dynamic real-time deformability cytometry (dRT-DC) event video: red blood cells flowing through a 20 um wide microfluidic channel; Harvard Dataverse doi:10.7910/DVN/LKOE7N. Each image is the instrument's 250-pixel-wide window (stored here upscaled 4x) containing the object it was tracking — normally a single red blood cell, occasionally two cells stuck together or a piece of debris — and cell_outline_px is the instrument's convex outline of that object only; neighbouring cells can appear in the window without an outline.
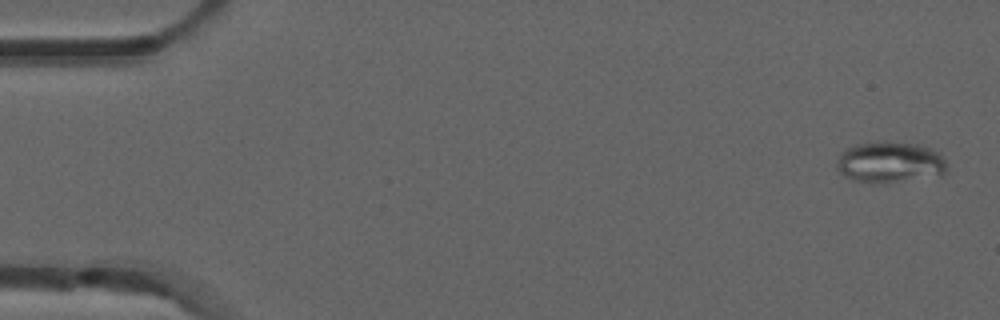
{"species": "common noctule bat (a hibernating species)", "species_latin": "Nyctalus noctula", "temperature_condition": "room temperature", "stored_images_in_passage": 4, "camera_frame_rate_fps": 3000, "um_per_image_px": 0.085, "animal": {"sex": "male", "forearm_length_mm": 52.5}, "frame": {"image": 1, "passage_image": 1, "time_ms": 0.0, "image_size_px": [1000, 320], "cell_outline_px": [[948, 164], [944, 172], [940, 176], [888, 184], [872, 184], [852, 180], [844, 176], [836, 168], [836, 164], [840, 152], [844, 148], [856, 144], [884, 140], [916, 144], [940, 152]], "centroid_in_image_um": [75.63, 13.81], "position_along_channel_um": 9.4, "area_um2": 27.4}}